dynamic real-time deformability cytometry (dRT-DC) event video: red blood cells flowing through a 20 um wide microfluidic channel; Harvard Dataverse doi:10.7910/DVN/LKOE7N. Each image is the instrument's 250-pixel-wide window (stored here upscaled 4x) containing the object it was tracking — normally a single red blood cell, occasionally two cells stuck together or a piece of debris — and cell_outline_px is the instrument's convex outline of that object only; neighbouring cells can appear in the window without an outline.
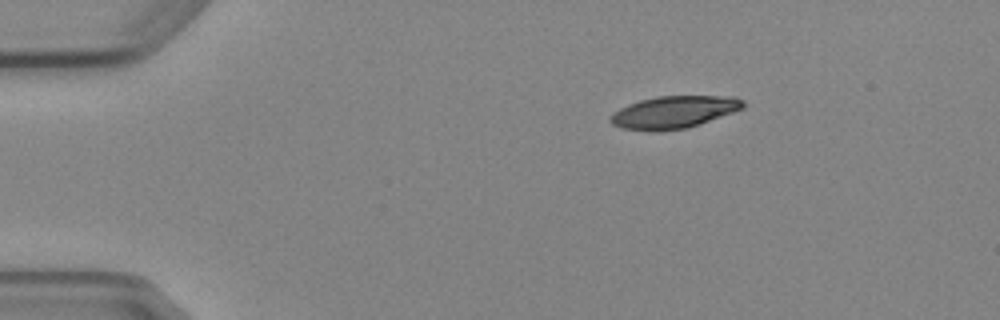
{"species": "Egyptian fruit bat (a non-hibernating species)", "species_latin": "Rousettus aegyptiacus", "temperature_condition": "cold", "stored_images_in_passage": 3, "camera_frame_rate_fps": 3000, "um_per_image_px": 0.085, "animal": {"sex": "female"}, "frame": {"image": 1, "passage_image": 1, "time_ms": 0.0, "image_size_px": [1000, 320], "cell_outline_px": [[744, 108], [684, 128], [656, 132], [652, 132], [620, 128], [612, 124], [608, 120], [608, 116], [612, 112], [628, 104], [640, 100], [656, 96], [736, 96], [744, 100]], "centroid_in_image_um": [57.2, 9.53], "position_along_channel_um": 27.8, "area_um2": 25.03}}